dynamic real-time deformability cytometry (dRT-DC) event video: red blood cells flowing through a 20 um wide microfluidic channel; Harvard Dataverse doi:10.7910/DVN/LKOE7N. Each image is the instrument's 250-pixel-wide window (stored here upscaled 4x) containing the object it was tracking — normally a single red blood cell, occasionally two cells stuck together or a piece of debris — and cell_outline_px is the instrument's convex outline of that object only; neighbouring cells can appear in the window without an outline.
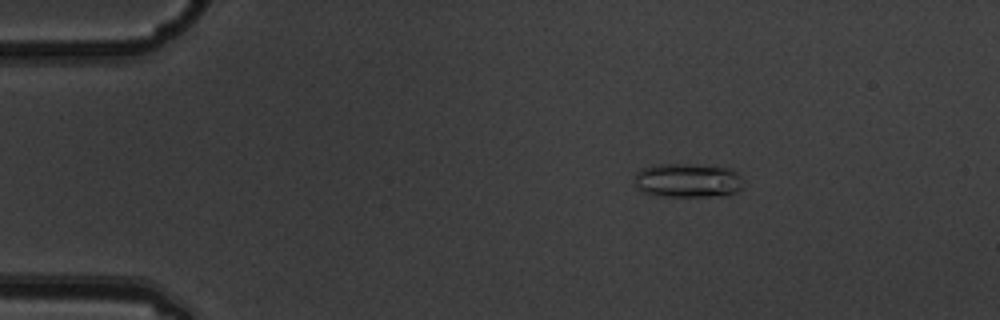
{"species": "common noctule bat (a hibernating species)", "species_latin": "Nyctalus noctula", "temperature_condition": "warm", "stored_images_in_passage": 5, "camera_frame_rate_fps": 3000, "um_per_image_px": 0.085, "animal": {"sex": "male", "body_mass_g": 19.5, "forearm_length_mm": 54.6}, "frame": {"image": 1, "passage_image": 3, "time_ms": 0.667, "image_size_px": [1000, 320], "cell_outline_px": [[744, 184], [736, 192], [724, 196], [664, 196], [644, 192], [636, 188], [636, 172], [640, 168], [656, 164], [692, 164], [732, 168], [744, 180]], "centroid_in_image_um": [58.49, 15.33], "position_along_channel_um": 26.5, "area_um2": 21.85}}